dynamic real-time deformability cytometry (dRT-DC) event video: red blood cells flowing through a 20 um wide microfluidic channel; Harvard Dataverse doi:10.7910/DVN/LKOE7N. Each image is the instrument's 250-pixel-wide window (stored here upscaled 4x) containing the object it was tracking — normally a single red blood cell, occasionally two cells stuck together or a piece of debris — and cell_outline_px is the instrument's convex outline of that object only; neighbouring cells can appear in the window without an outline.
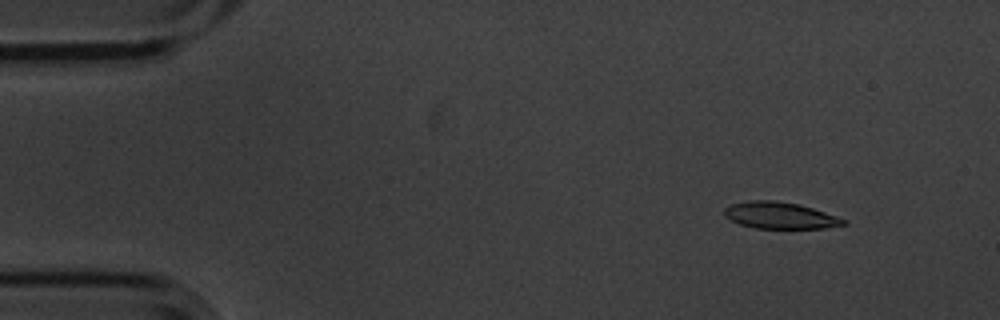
{"species": "common noctule bat (a hibernating species)", "species_latin": "Nyctalus noctula", "temperature_condition": "cold", "stored_images_in_passage": 4, "camera_frame_rate_fps": 3000, "um_per_image_px": 0.085, "animal": {"sex": "male", "body_mass_g": 20.1, "forearm_length_mm": 53.5}, "frame": {"image": 1, "passage_image": 1, "time_ms": 0.0, "image_size_px": [1000, 320], "cell_outline_px": [[848, 224], [824, 228], [756, 228], [740, 224], [724, 216], [724, 208], [728, 204], [748, 200], [776, 200], [800, 204], [848, 220]], "centroid_in_image_um": [66.28, 18.3], "position_along_channel_um": 18.7, "area_um2": 18.61}}
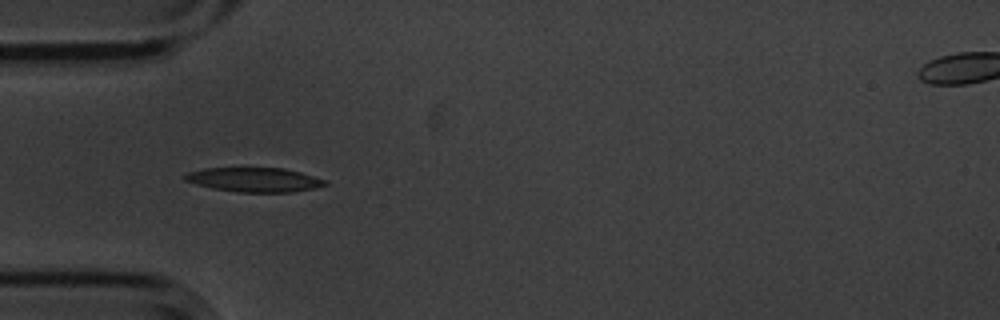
{"frame": {"image": 2, "passage_image": 4, "time_ms": 1.0, "image_size_px": [1000, 320], "cell_outline_px": [[328, 184], [312, 188], [292, 192], [240, 192], [212, 188], [196, 184], [184, 180], [184, 176], [188, 172], [204, 168], [284, 168], [300, 172], [328, 180]], "centroid_in_image_um": [21.63, 15.27], "position_along_channel_um": 63.4, "area_um2": 19.77}}